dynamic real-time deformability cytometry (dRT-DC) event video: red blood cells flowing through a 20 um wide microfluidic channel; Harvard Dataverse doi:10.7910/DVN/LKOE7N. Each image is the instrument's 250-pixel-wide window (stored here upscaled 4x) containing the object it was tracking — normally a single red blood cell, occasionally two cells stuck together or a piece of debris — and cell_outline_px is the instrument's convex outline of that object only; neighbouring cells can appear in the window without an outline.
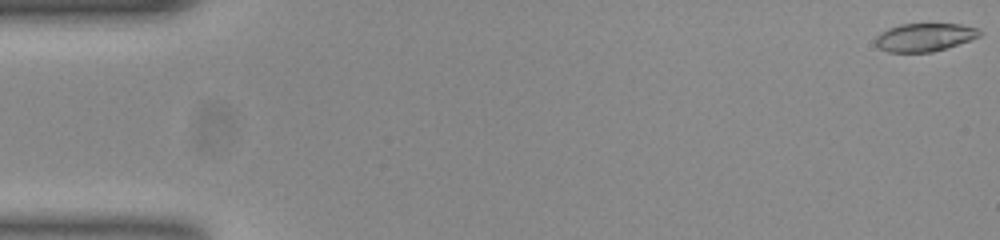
{"species": "common noctule bat (a hibernating species)", "species_latin": "Nyctalus noctula", "temperature_condition": "room temperature", "stored_images_in_passage": 17, "camera_frame_rate_fps": 3000, "um_per_image_px": 0.085, "animal": {"sex": "female", "body_mass_g": 23.0, "forearm_length_mm": 53.4}, "frame": {"image": 1, "passage_image": 1, "time_ms": 0.0, "image_size_px": [1000, 240], "cell_outline_px": [[980, 36], [932, 52], [888, 52], [880, 48], [876, 44], [876, 36], [880, 32], [888, 28], [900, 24], [960, 24], [980, 28]], "centroid_in_image_um": [78.56, 3.15], "position_along_channel_um": 6.4, "area_um2": 16.88}}
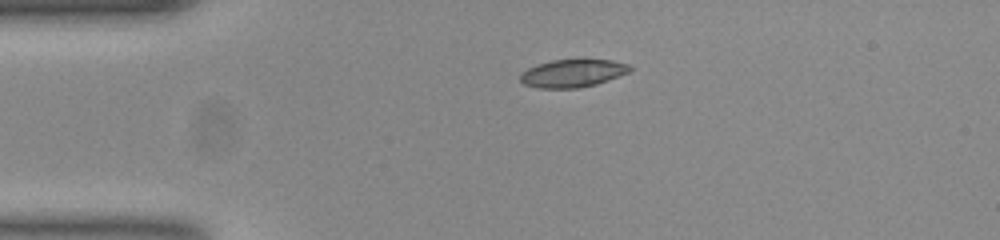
{"frame": {"image": 2, "passage_image": 12, "time_ms": 3.667, "image_size_px": [1000, 240], "cell_outline_px": [[632, 68], [628, 72], [608, 80], [596, 84], [580, 88], [536, 88], [524, 84], [520, 80], [520, 72], [536, 64], [552, 60], [612, 60], [628, 64]], "centroid_in_image_um": [48.63, 6.23], "position_along_channel_um": 36.4, "area_um2": 17.74}}